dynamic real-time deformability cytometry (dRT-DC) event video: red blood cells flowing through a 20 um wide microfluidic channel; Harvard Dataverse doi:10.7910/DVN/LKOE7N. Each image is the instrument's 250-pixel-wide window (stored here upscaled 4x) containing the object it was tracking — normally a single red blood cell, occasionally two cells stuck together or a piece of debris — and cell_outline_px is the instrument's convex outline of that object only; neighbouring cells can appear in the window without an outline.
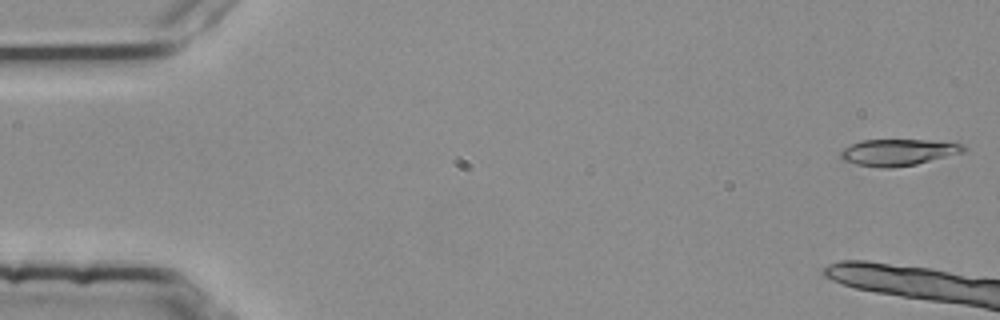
{"species": "common noctule bat (a hibernating species)", "species_latin": "Nyctalus noctula", "temperature_condition": "room temperature", "stored_images_in_passage": 7, "camera_frame_rate_fps": 3000, "um_per_image_px": 0.085, "animal": {"sex": "female", "body_mass_g": 25.1}, "frame": {"image": 1, "passage_image": 1, "time_ms": 0.0, "image_size_px": [1000, 320], "cell_outline_px": [[968, 148], [964, 152], [916, 164], [892, 168], [880, 168], [856, 164], [840, 160], [840, 152], [844, 148], [860, 140], [928, 140], [964, 144]], "centroid_in_image_um": [76.33, 12.95], "position_along_channel_um": 8.7, "area_um2": 19.07}}